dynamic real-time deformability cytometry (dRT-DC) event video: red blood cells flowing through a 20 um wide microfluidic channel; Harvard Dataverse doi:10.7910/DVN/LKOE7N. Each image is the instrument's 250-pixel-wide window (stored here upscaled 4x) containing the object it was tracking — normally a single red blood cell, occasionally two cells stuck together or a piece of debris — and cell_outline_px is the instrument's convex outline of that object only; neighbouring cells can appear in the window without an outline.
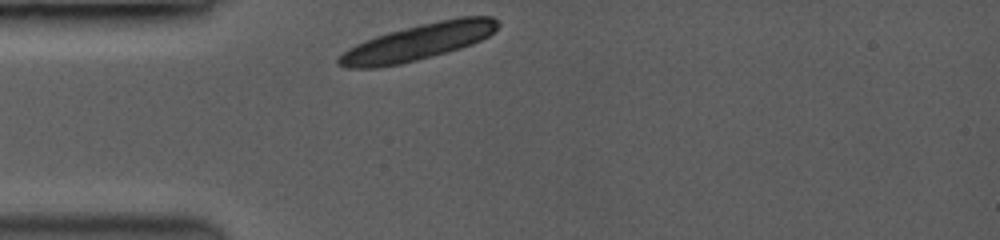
{"species": "common noctule bat (a hibernating species)", "species_latin": "Nyctalus noctula", "temperature_condition": "room temperature", "stored_images_in_passage": 26, "camera_frame_rate_fps": 3500, "um_per_image_px": 0.085, "animal": {"sex": "female", "body_mass_g": 19.0, "forearm_length_mm": 53.3}, "frame": {"image": 1, "passage_image": 1, "time_ms": 0.0, "image_size_px": [1000, 240], "cell_outline_px": [[500, 24], [488, 36], [472, 44], [460, 48], [416, 60], [400, 64], [376, 68], [348, 68], [336, 64], [336, 60], [348, 48], [364, 40], [388, 32], [420, 24], [460, 16], [492, 16], [500, 20]], "centroid_in_image_um": [35.53, 3.57], "position_along_channel_um": 49.5, "area_um2": 33.47}}